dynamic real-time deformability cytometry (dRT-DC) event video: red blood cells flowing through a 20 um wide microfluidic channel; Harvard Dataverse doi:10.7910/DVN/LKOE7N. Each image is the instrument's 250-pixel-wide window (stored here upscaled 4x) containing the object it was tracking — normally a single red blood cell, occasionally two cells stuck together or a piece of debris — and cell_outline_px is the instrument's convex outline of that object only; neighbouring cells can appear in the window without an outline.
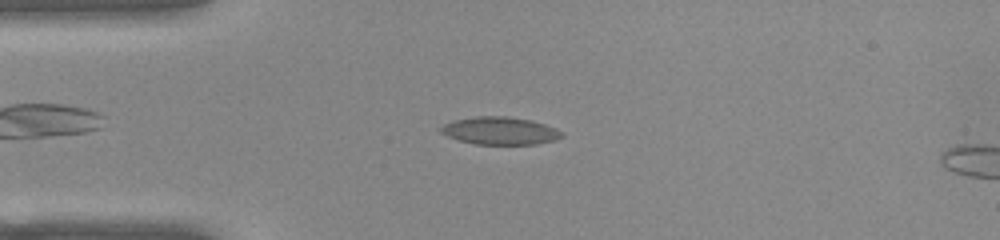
{"species": "common noctule bat (a hibernating species)", "species_latin": "Nyctalus noctula", "temperature_condition": "warm", "stored_images_in_passage": 12, "camera_frame_rate_fps": 3000, "um_per_image_px": 0.085, "animal": {"sex": "female", "body_mass_g": 22.0, "forearm_length_mm": 56.7}, "frame": {"image": 1, "passage_image": 9, "time_ms": 2.667, "image_size_px": [1000, 240], "cell_outline_px": [[564, 136], [556, 140], [536, 144], [476, 144], [460, 140], [448, 136], [440, 132], [440, 128], [444, 124], [456, 120], [476, 116], [508, 116], [532, 120], [556, 128], [564, 132]], "centroid_in_image_um": [42.56, 11.11], "position_along_channel_um": 42.4, "area_um2": 19.48}}